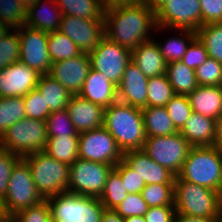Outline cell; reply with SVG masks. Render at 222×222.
<instances>
[{
  "label": "cell",
  "instance_id": "94428289",
  "mask_svg": "<svg viewBox=\"0 0 222 222\" xmlns=\"http://www.w3.org/2000/svg\"><path fill=\"white\" fill-rule=\"evenodd\" d=\"M0 222H11V217L4 213L0 216Z\"/></svg>",
  "mask_w": 222,
  "mask_h": 222
},
{
  "label": "cell",
  "instance_id": "d590c367",
  "mask_svg": "<svg viewBox=\"0 0 222 222\" xmlns=\"http://www.w3.org/2000/svg\"><path fill=\"white\" fill-rule=\"evenodd\" d=\"M128 192L122 182L121 176L113 169L108 175L105 188L99 200L107 209L116 208L126 197Z\"/></svg>",
  "mask_w": 222,
  "mask_h": 222
},
{
  "label": "cell",
  "instance_id": "f35d334b",
  "mask_svg": "<svg viewBox=\"0 0 222 222\" xmlns=\"http://www.w3.org/2000/svg\"><path fill=\"white\" fill-rule=\"evenodd\" d=\"M47 137L79 135L66 109L51 112L46 119Z\"/></svg>",
  "mask_w": 222,
  "mask_h": 222
},
{
  "label": "cell",
  "instance_id": "8fae6325",
  "mask_svg": "<svg viewBox=\"0 0 222 222\" xmlns=\"http://www.w3.org/2000/svg\"><path fill=\"white\" fill-rule=\"evenodd\" d=\"M156 31L184 29L197 32L203 26L200 0H167L156 12Z\"/></svg>",
  "mask_w": 222,
  "mask_h": 222
},
{
  "label": "cell",
  "instance_id": "f6af8a7d",
  "mask_svg": "<svg viewBox=\"0 0 222 222\" xmlns=\"http://www.w3.org/2000/svg\"><path fill=\"white\" fill-rule=\"evenodd\" d=\"M114 210L122 217L144 216L148 210L147 203L141 193L128 194V196Z\"/></svg>",
  "mask_w": 222,
  "mask_h": 222
},
{
  "label": "cell",
  "instance_id": "11a10c76",
  "mask_svg": "<svg viewBox=\"0 0 222 222\" xmlns=\"http://www.w3.org/2000/svg\"><path fill=\"white\" fill-rule=\"evenodd\" d=\"M167 0H145L144 5L150 10L157 12Z\"/></svg>",
  "mask_w": 222,
  "mask_h": 222
},
{
  "label": "cell",
  "instance_id": "f546056e",
  "mask_svg": "<svg viewBox=\"0 0 222 222\" xmlns=\"http://www.w3.org/2000/svg\"><path fill=\"white\" fill-rule=\"evenodd\" d=\"M63 15L85 19H104L106 4L102 0H56Z\"/></svg>",
  "mask_w": 222,
  "mask_h": 222
},
{
  "label": "cell",
  "instance_id": "681fc988",
  "mask_svg": "<svg viewBox=\"0 0 222 222\" xmlns=\"http://www.w3.org/2000/svg\"><path fill=\"white\" fill-rule=\"evenodd\" d=\"M203 25L222 23V0H200Z\"/></svg>",
  "mask_w": 222,
  "mask_h": 222
},
{
  "label": "cell",
  "instance_id": "6da1fadb",
  "mask_svg": "<svg viewBox=\"0 0 222 222\" xmlns=\"http://www.w3.org/2000/svg\"><path fill=\"white\" fill-rule=\"evenodd\" d=\"M104 20L105 36L129 50L150 40L158 26L156 12L144 4L106 5Z\"/></svg>",
  "mask_w": 222,
  "mask_h": 222
},
{
  "label": "cell",
  "instance_id": "3957f363",
  "mask_svg": "<svg viewBox=\"0 0 222 222\" xmlns=\"http://www.w3.org/2000/svg\"><path fill=\"white\" fill-rule=\"evenodd\" d=\"M175 179H182L218 191L222 195L220 150L214 146L191 147Z\"/></svg>",
  "mask_w": 222,
  "mask_h": 222
},
{
  "label": "cell",
  "instance_id": "9a60e30c",
  "mask_svg": "<svg viewBox=\"0 0 222 222\" xmlns=\"http://www.w3.org/2000/svg\"><path fill=\"white\" fill-rule=\"evenodd\" d=\"M58 31L67 35L82 53L89 54L105 37V20L63 15Z\"/></svg>",
  "mask_w": 222,
  "mask_h": 222
},
{
  "label": "cell",
  "instance_id": "f907efd6",
  "mask_svg": "<svg viewBox=\"0 0 222 222\" xmlns=\"http://www.w3.org/2000/svg\"><path fill=\"white\" fill-rule=\"evenodd\" d=\"M176 210L174 206H158L148 208L144 215L146 222H175Z\"/></svg>",
  "mask_w": 222,
  "mask_h": 222
},
{
  "label": "cell",
  "instance_id": "4316f807",
  "mask_svg": "<svg viewBox=\"0 0 222 222\" xmlns=\"http://www.w3.org/2000/svg\"><path fill=\"white\" fill-rule=\"evenodd\" d=\"M166 76L175 94L188 96L198 86L195 70L181 61L167 63Z\"/></svg>",
  "mask_w": 222,
  "mask_h": 222
},
{
  "label": "cell",
  "instance_id": "7402d4cb",
  "mask_svg": "<svg viewBox=\"0 0 222 222\" xmlns=\"http://www.w3.org/2000/svg\"><path fill=\"white\" fill-rule=\"evenodd\" d=\"M43 2V0H39L27 10L24 25L46 33L58 31L63 16L61 9L56 4V0Z\"/></svg>",
  "mask_w": 222,
  "mask_h": 222
},
{
  "label": "cell",
  "instance_id": "60d3db41",
  "mask_svg": "<svg viewBox=\"0 0 222 222\" xmlns=\"http://www.w3.org/2000/svg\"><path fill=\"white\" fill-rule=\"evenodd\" d=\"M20 57V41L17 30H9L0 40V70L18 62Z\"/></svg>",
  "mask_w": 222,
  "mask_h": 222
},
{
  "label": "cell",
  "instance_id": "cb8c5ba5",
  "mask_svg": "<svg viewBox=\"0 0 222 222\" xmlns=\"http://www.w3.org/2000/svg\"><path fill=\"white\" fill-rule=\"evenodd\" d=\"M215 128L216 120L192 112L179 132L192 147L213 146Z\"/></svg>",
  "mask_w": 222,
  "mask_h": 222
},
{
  "label": "cell",
  "instance_id": "ffe728a7",
  "mask_svg": "<svg viewBox=\"0 0 222 222\" xmlns=\"http://www.w3.org/2000/svg\"><path fill=\"white\" fill-rule=\"evenodd\" d=\"M66 110L78 134L101 128L104 108L77 95H71Z\"/></svg>",
  "mask_w": 222,
  "mask_h": 222
},
{
  "label": "cell",
  "instance_id": "603a6c76",
  "mask_svg": "<svg viewBox=\"0 0 222 222\" xmlns=\"http://www.w3.org/2000/svg\"><path fill=\"white\" fill-rule=\"evenodd\" d=\"M131 61L148 78L166 74L167 62L153 38L131 50Z\"/></svg>",
  "mask_w": 222,
  "mask_h": 222
},
{
  "label": "cell",
  "instance_id": "816d5d0a",
  "mask_svg": "<svg viewBox=\"0 0 222 222\" xmlns=\"http://www.w3.org/2000/svg\"><path fill=\"white\" fill-rule=\"evenodd\" d=\"M175 222H218V218H204L190 215H176Z\"/></svg>",
  "mask_w": 222,
  "mask_h": 222
},
{
  "label": "cell",
  "instance_id": "03108f58",
  "mask_svg": "<svg viewBox=\"0 0 222 222\" xmlns=\"http://www.w3.org/2000/svg\"><path fill=\"white\" fill-rule=\"evenodd\" d=\"M220 154H221V161H222V149H220Z\"/></svg>",
  "mask_w": 222,
  "mask_h": 222
},
{
  "label": "cell",
  "instance_id": "7bdbcfd3",
  "mask_svg": "<svg viewBox=\"0 0 222 222\" xmlns=\"http://www.w3.org/2000/svg\"><path fill=\"white\" fill-rule=\"evenodd\" d=\"M23 99L26 118L46 121L51 112L37 88L28 92Z\"/></svg>",
  "mask_w": 222,
  "mask_h": 222
},
{
  "label": "cell",
  "instance_id": "f5cc1de1",
  "mask_svg": "<svg viewBox=\"0 0 222 222\" xmlns=\"http://www.w3.org/2000/svg\"><path fill=\"white\" fill-rule=\"evenodd\" d=\"M101 222H125V220L114 209L105 208Z\"/></svg>",
  "mask_w": 222,
  "mask_h": 222
},
{
  "label": "cell",
  "instance_id": "44dd1931",
  "mask_svg": "<svg viewBox=\"0 0 222 222\" xmlns=\"http://www.w3.org/2000/svg\"><path fill=\"white\" fill-rule=\"evenodd\" d=\"M78 95L104 109L118 101L117 86L101 72L90 68Z\"/></svg>",
  "mask_w": 222,
  "mask_h": 222
},
{
  "label": "cell",
  "instance_id": "e0dca14e",
  "mask_svg": "<svg viewBox=\"0 0 222 222\" xmlns=\"http://www.w3.org/2000/svg\"><path fill=\"white\" fill-rule=\"evenodd\" d=\"M91 68L89 54L82 53L74 58L53 62L49 76L57 80L72 95H77Z\"/></svg>",
  "mask_w": 222,
  "mask_h": 222
},
{
  "label": "cell",
  "instance_id": "ab89813d",
  "mask_svg": "<svg viewBox=\"0 0 222 222\" xmlns=\"http://www.w3.org/2000/svg\"><path fill=\"white\" fill-rule=\"evenodd\" d=\"M165 107L169 117L178 130L184 126L193 112L187 95L175 94Z\"/></svg>",
  "mask_w": 222,
  "mask_h": 222
},
{
  "label": "cell",
  "instance_id": "6125c7cd",
  "mask_svg": "<svg viewBox=\"0 0 222 222\" xmlns=\"http://www.w3.org/2000/svg\"><path fill=\"white\" fill-rule=\"evenodd\" d=\"M106 5H115V0H102Z\"/></svg>",
  "mask_w": 222,
  "mask_h": 222
},
{
  "label": "cell",
  "instance_id": "30bf717a",
  "mask_svg": "<svg viewBox=\"0 0 222 222\" xmlns=\"http://www.w3.org/2000/svg\"><path fill=\"white\" fill-rule=\"evenodd\" d=\"M191 147L177 132L169 136L146 137L143 150L151 159L177 176Z\"/></svg>",
  "mask_w": 222,
  "mask_h": 222
},
{
  "label": "cell",
  "instance_id": "d6a6232c",
  "mask_svg": "<svg viewBox=\"0 0 222 222\" xmlns=\"http://www.w3.org/2000/svg\"><path fill=\"white\" fill-rule=\"evenodd\" d=\"M25 117L23 97H0V138L10 126Z\"/></svg>",
  "mask_w": 222,
  "mask_h": 222
},
{
  "label": "cell",
  "instance_id": "9f6ffc18",
  "mask_svg": "<svg viewBox=\"0 0 222 222\" xmlns=\"http://www.w3.org/2000/svg\"><path fill=\"white\" fill-rule=\"evenodd\" d=\"M145 0H115V5L144 4Z\"/></svg>",
  "mask_w": 222,
  "mask_h": 222
},
{
  "label": "cell",
  "instance_id": "b9f144b4",
  "mask_svg": "<svg viewBox=\"0 0 222 222\" xmlns=\"http://www.w3.org/2000/svg\"><path fill=\"white\" fill-rule=\"evenodd\" d=\"M195 72L198 85L222 86V64L212 57H208Z\"/></svg>",
  "mask_w": 222,
  "mask_h": 222
},
{
  "label": "cell",
  "instance_id": "9c48e42d",
  "mask_svg": "<svg viewBox=\"0 0 222 222\" xmlns=\"http://www.w3.org/2000/svg\"><path fill=\"white\" fill-rule=\"evenodd\" d=\"M114 166L78 158L70 165L68 192L100 198Z\"/></svg>",
  "mask_w": 222,
  "mask_h": 222
},
{
  "label": "cell",
  "instance_id": "ac0fdd59",
  "mask_svg": "<svg viewBox=\"0 0 222 222\" xmlns=\"http://www.w3.org/2000/svg\"><path fill=\"white\" fill-rule=\"evenodd\" d=\"M123 161L145 184H174L175 175L149 157L143 149L123 153Z\"/></svg>",
  "mask_w": 222,
  "mask_h": 222
},
{
  "label": "cell",
  "instance_id": "ee69618b",
  "mask_svg": "<svg viewBox=\"0 0 222 222\" xmlns=\"http://www.w3.org/2000/svg\"><path fill=\"white\" fill-rule=\"evenodd\" d=\"M11 222H52L50 205L47 199L17 212L11 217Z\"/></svg>",
  "mask_w": 222,
  "mask_h": 222
},
{
  "label": "cell",
  "instance_id": "277c9868",
  "mask_svg": "<svg viewBox=\"0 0 222 222\" xmlns=\"http://www.w3.org/2000/svg\"><path fill=\"white\" fill-rule=\"evenodd\" d=\"M174 207L176 215L219 218L222 212V195L218 191L175 179Z\"/></svg>",
  "mask_w": 222,
  "mask_h": 222
},
{
  "label": "cell",
  "instance_id": "6f0895ef",
  "mask_svg": "<svg viewBox=\"0 0 222 222\" xmlns=\"http://www.w3.org/2000/svg\"><path fill=\"white\" fill-rule=\"evenodd\" d=\"M125 222H146L144 216H131L124 218Z\"/></svg>",
  "mask_w": 222,
  "mask_h": 222
},
{
  "label": "cell",
  "instance_id": "e7e4bbea",
  "mask_svg": "<svg viewBox=\"0 0 222 222\" xmlns=\"http://www.w3.org/2000/svg\"><path fill=\"white\" fill-rule=\"evenodd\" d=\"M218 222H222V212H221V214H220V216L218 218Z\"/></svg>",
  "mask_w": 222,
  "mask_h": 222
},
{
  "label": "cell",
  "instance_id": "8992f818",
  "mask_svg": "<svg viewBox=\"0 0 222 222\" xmlns=\"http://www.w3.org/2000/svg\"><path fill=\"white\" fill-rule=\"evenodd\" d=\"M52 222H101L105 207L99 198L65 191L47 198Z\"/></svg>",
  "mask_w": 222,
  "mask_h": 222
},
{
  "label": "cell",
  "instance_id": "5b68a950",
  "mask_svg": "<svg viewBox=\"0 0 222 222\" xmlns=\"http://www.w3.org/2000/svg\"><path fill=\"white\" fill-rule=\"evenodd\" d=\"M33 181L44 199L68 191L70 165L50 157L44 151L23 157Z\"/></svg>",
  "mask_w": 222,
  "mask_h": 222
},
{
  "label": "cell",
  "instance_id": "4dcf8cb0",
  "mask_svg": "<svg viewBox=\"0 0 222 222\" xmlns=\"http://www.w3.org/2000/svg\"><path fill=\"white\" fill-rule=\"evenodd\" d=\"M175 32H179L181 35L177 34L178 37L171 36L169 39L167 38L166 41L164 40L163 43L157 42L159 40L154 39L167 63L180 61L190 43L197 37V33L191 30L179 29L178 31V29H175Z\"/></svg>",
  "mask_w": 222,
  "mask_h": 222
},
{
  "label": "cell",
  "instance_id": "7dc6e473",
  "mask_svg": "<svg viewBox=\"0 0 222 222\" xmlns=\"http://www.w3.org/2000/svg\"><path fill=\"white\" fill-rule=\"evenodd\" d=\"M114 170L121 176L128 194L141 193L146 185L145 182L123 160L114 166Z\"/></svg>",
  "mask_w": 222,
  "mask_h": 222
},
{
  "label": "cell",
  "instance_id": "d4e9b609",
  "mask_svg": "<svg viewBox=\"0 0 222 222\" xmlns=\"http://www.w3.org/2000/svg\"><path fill=\"white\" fill-rule=\"evenodd\" d=\"M188 98L193 112L216 121L222 116V86L198 85Z\"/></svg>",
  "mask_w": 222,
  "mask_h": 222
},
{
  "label": "cell",
  "instance_id": "52a82bcc",
  "mask_svg": "<svg viewBox=\"0 0 222 222\" xmlns=\"http://www.w3.org/2000/svg\"><path fill=\"white\" fill-rule=\"evenodd\" d=\"M47 140L46 121L25 117L7 129L0 138V147L23 158L44 151Z\"/></svg>",
  "mask_w": 222,
  "mask_h": 222
},
{
  "label": "cell",
  "instance_id": "d6986e66",
  "mask_svg": "<svg viewBox=\"0 0 222 222\" xmlns=\"http://www.w3.org/2000/svg\"><path fill=\"white\" fill-rule=\"evenodd\" d=\"M147 83L148 77L130 61L117 86L118 101L140 109L147 107Z\"/></svg>",
  "mask_w": 222,
  "mask_h": 222
},
{
  "label": "cell",
  "instance_id": "7c38bea8",
  "mask_svg": "<svg viewBox=\"0 0 222 222\" xmlns=\"http://www.w3.org/2000/svg\"><path fill=\"white\" fill-rule=\"evenodd\" d=\"M78 157L82 160L117 165L123 160V152L103 126L79 134Z\"/></svg>",
  "mask_w": 222,
  "mask_h": 222
},
{
  "label": "cell",
  "instance_id": "83f0119b",
  "mask_svg": "<svg viewBox=\"0 0 222 222\" xmlns=\"http://www.w3.org/2000/svg\"><path fill=\"white\" fill-rule=\"evenodd\" d=\"M36 88L40 91L50 112L66 109L72 95L64 86L48 74L39 77Z\"/></svg>",
  "mask_w": 222,
  "mask_h": 222
},
{
  "label": "cell",
  "instance_id": "2e32d148",
  "mask_svg": "<svg viewBox=\"0 0 222 222\" xmlns=\"http://www.w3.org/2000/svg\"><path fill=\"white\" fill-rule=\"evenodd\" d=\"M41 75L20 61L0 70V97H24L36 88Z\"/></svg>",
  "mask_w": 222,
  "mask_h": 222
},
{
  "label": "cell",
  "instance_id": "5bb4252c",
  "mask_svg": "<svg viewBox=\"0 0 222 222\" xmlns=\"http://www.w3.org/2000/svg\"><path fill=\"white\" fill-rule=\"evenodd\" d=\"M20 41L19 61L40 75L49 74L52 61L48 52V33L22 25L16 29Z\"/></svg>",
  "mask_w": 222,
  "mask_h": 222
},
{
  "label": "cell",
  "instance_id": "680465c9",
  "mask_svg": "<svg viewBox=\"0 0 222 222\" xmlns=\"http://www.w3.org/2000/svg\"><path fill=\"white\" fill-rule=\"evenodd\" d=\"M22 5L25 7L26 10H28L31 6L36 4L39 0H19Z\"/></svg>",
  "mask_w": 222,
  "mask_h": 222
},
{
  "label": "cell",
  "instance_id": "db71d44e",
  "mask_svg": "<svg viewBox=\"0 0 222 222\" xmlns=\"http://www.w3.org/2000/svg\"><path fill=\"white\" fill-rule=\"evenodd\" d=\"M214 147L222 149V116L216 121Z\"/></svg>",
  "mask_w": 222,
  "mask_h": 222
},
{
  "label": "cell",
  "instance_id": "f1b7e54d",
  "mask_svg": "<svg viewBox=\"0 0 222 222\" xmlns=\"http://www.w3.org/2000/svg\"><path fill=\"white\" fill-rule=\"evenodd\" d=\"M78 148L79 135L54 136L48 137L44 152L58 161L71 165L79 158Z\"/></svg>",
  "mask_w": 222,
  "mask_h": 222
},
{
  "label": "cell",
  "instance_id": "e575fe53",
  "mask_svg": "<svg viewBox=\"0 0 222 222\" xmlns=\"http://www.w3.org/2000/svg\"><path fill=\"white\" fill-rule=\"evenodd\" d=\"M196 33L208 56L222 64V23L203 25Z\"/></svg>",
  "mask_w": 222,
  "mask_h": 222
},
{
  "label": "cell",
  "instance_id": "74e56055",
  "mask_svg": "<svg viewBox=\"0 0 222 222\" xmlns=\"http://www.w3.org/2000/svg\"><path fill=\"white\" fill-rule=\"evenodd\" d=\"M27 10L19 0H0V23L16 30L25 23Z\"/></svg>",
  "mask_w": 222,
  "mask_h": 222
},
{
  "label": "cell",
  "instance_id": "1f68e13d",
  "mask_svg": "<svg viewBox=\"0 0 222 222\" xmlns=\"http://www.w3.org/2000/svg\"><path fill=\"white\" fill-rule=\"evenodd\" d=\"M47 48L52 63L74 58L82 54L78 46L60 31L48 33Z\"/></svg>",
  "mask_w": 222,
  "mask_h": 222
},
{
  "label": "cell",
  "instance_id": "c3c4849f",
  "mask_svg": "<svg viewBox=\"0 0 222 222\" xmlns=\"http://www.w3.org/2000/svg\"><path fill=\"white\" fill-rule=\"evenodd\" d=\"M208 53L205 49V45L196 37L188 46L186 53L180 60L186 64L189 68L196 70L201 64H203L207 58Z\"/></svg>",
  "mask_w": 222,
  "mask_h": 222
},
{
  "label": "cell",
  "instance_id": "4fadbf2b",
  "mask_svg": "<svg viewBox=\"0 0 222 222\" xmlns=\"http://www.w3.org/2000/svg\"><path fill=\"white\" fill-rule=\"evenodd\" d=\"M91 68L101 72L118 86L127 64L131 61V50L109 40L106 36L89 53Z\"/></svg>",
  "mask_w": 222,
  "mask_h": 222
},
{
  "label": "cell",
  "instance_id": "91938a15",
  "mask_svg": "<svg viewBox=\"0 0 222 222\" xmlns=\"http://www.w3.org/2000/svg\"><path fill=\"white\" fill-rule=\"evenodd\" d=\"M10 29L3 23H0V40L7 34Z\"/></svg>",
  "mask_w": 222,
  "mask_h": 222
},
{
  "label": "cell",
  "instance_id": "be15d7a7",
  "mask_svg": "<svg viewBox=\"0 0 222 222\" xmlns=\"http://www.w3.org/2000/svg\"><path fill=\"white\" fill-rule=\"evenodd\" d=\"M5 212H4V209H3V203H2V200L0 199V216L3 215Z\"/></svg>",
  "mask_w": 222,
  "mask_h": 222
},
{
  "label": "cell",
  "instance_id": "484cf974",
  "mask_svg": "<svg viewBox=\"0 0 222 222\" xmlns=\"http://www.w3.org/2000/svg\"><path fill=\"white\" fill-rule=\"evenodd\" d=\"M142 114L146 137L169 136L179 132L165 106L145 107Z\"/></svg>",
  "mask_w": 222,
  "mask_h": 222
},
{
  "label": "cell",
  "instance_id": "7a4b0ae2",
  "mask_svg": "<svg viewBox=\"0 0 222 222\" xmlns=\"http://www.w3.org/2000/svg\"><path fill=\"white\" fill-rule=\"evenodd\" d=\"M103 126L123 153L143 149L146 135L142 109L116 101L104 109Z\"/></svg>",
  "mask_w": 222,
  "mask_h": 222
},
{
  "label": "cell",
  "instance_id": "bcb514c9",
  "mask_svg": "<svg viewBox=\"0 0 222 222\" xmlns=\"http://www.w3.org/2000/svg\"><path fill=\"white\" fill-rule=\"evenodd\" d=\"M20 159H21L20 156L0 147V199L1 200L6 195L11 172L16 163Z\"/></svg>",
  "mask_w": 222,
  "mask_h": 222
},
{
  "label": "cell",
  "instance_id": "8d00e7d4",
  "mask_svg": "<svg viewBox=\"0 0 222 222\" xmlns=\"http://www.w3.org/2000/svg\"><path fill=\"white\" fill-rule=\"evenodd\" d=\"M141 195L148 208L174 206V184H147Z\"/></svg>",
  "mask_w": 222,
  "mask_h": 222
},
{
  "label": "cell",
  "instance_id": "ba28073f",
  "mask_svg": "<svg viewBox=\"0 0 222 222\" xmlns=\"http://www.w3.org/2000/svg\"><path fill=\"white\" fill-rule=\"evenodd\" d=\"M44 200L35 186L28 163L21 158L11 172L7 192L2 199L5 214L12 217Z\"/></svg>",
  "mask_w": 222,
  "mask_h": 222
},
{
  "label": "cell",
  "instance_id": "836d02e7",
  "mask_svg": "<svg viewBox=\"0 0 222 222\" xmlns=\"http://www.w3.org/2000/svg\"><path fill=\"white\" fill-rule=\"evenodd\" d=\"M147 107H163L175 95L166 74L148 78Z\"/></svg>",
  "mask_w": 222,
  "mask_h": 222
}]
</instances>
